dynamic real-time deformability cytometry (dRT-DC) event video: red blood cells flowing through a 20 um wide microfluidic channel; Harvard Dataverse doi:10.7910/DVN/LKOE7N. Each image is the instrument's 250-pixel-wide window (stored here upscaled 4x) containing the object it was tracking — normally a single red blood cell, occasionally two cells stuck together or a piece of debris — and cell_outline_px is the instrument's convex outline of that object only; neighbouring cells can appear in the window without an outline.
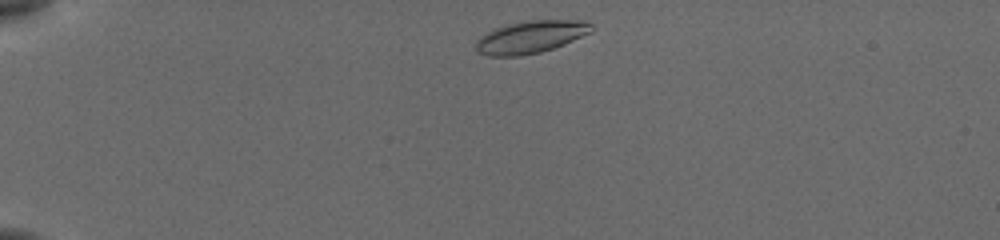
{"species": "common noctule bat (a hibernating species)", "species_latin": "Nyctalus noctula", "temperature_condition": "cold", "stored_images_in_passage": 43, "camera_frame_rate_fps": 3000, "um_per_image_px": 0.085, "animal": {"sex": "female", "body_mass_g": 19.5, "forearm_length_mm": 54.1}, "frame": {"image": 1, "passage_image": 2, "time_ms": 0.333, "image_size_px": [1000, 240], "cell_outline_px": [[592, 32], [564, 44], [540, 52], [516, 56], [488, 56], [480, 52], [476, 48], [476, 40], [480, 36], [496, 28], [508, 24], [528, 20], [588, 20], [592, 24]], "centroid_in_image_um": [45.14, 3.13], "position_along_channel_um": 39.9, "area_um2": 21.73}}
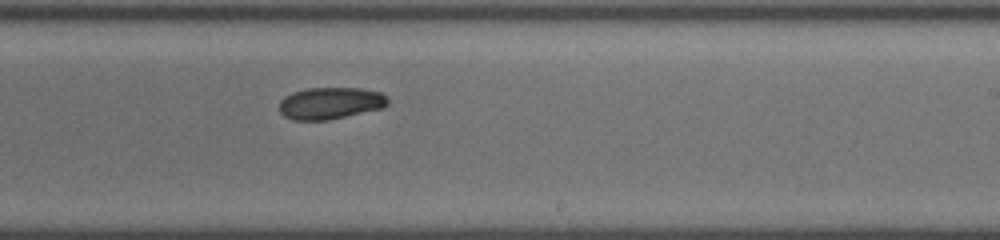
{"frame": {"image": 2, "passage_image": 24, "time_ms": 7.667, "image_size_px": [1000, 240], "cell_outline_px": [[388, 104], [380, 108], [328, 120], [296, 120], [284, 116], [280, 112], [280, 100], [284, 96], [292, 92], [308, 88], [360, 88], [380, 92], [388, 100]], "centroid_in_image_um": [28.03, 8.76], "position_along_channel_um": 261.0, "area_um2": 19.94}}
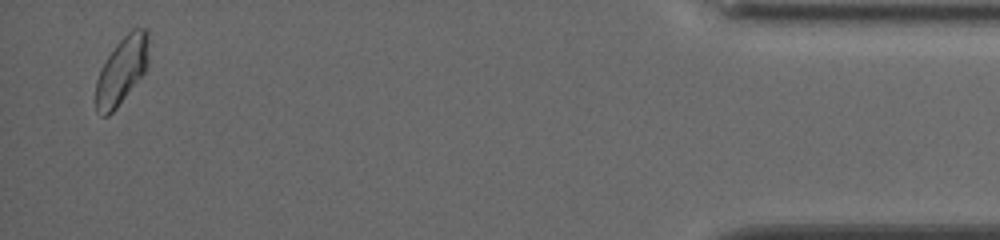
{"frame": {"image": 3, "passage_image": 42, "time_ms": 13.667, "image_size_px": [1000, 240], "cell_outline_px": [[148, 64], [144, 72], [116, 108], [108, 116], [100, 116], [96, 112], [96, 80], [108, 56], [116, 44], [132, 28], [148, 28]], "centroid_in_image_um": [10.35, 5.98], "position_along_channel_um": 424.8, "area_um2": 20.46}, "authors_computed_cell_mechanics": {"area_um2": 20.5768, "velocity_mm_per_s": 3.828, "shape_relaxation_time_tau1_ms": 2.9296, "shape_relaxation_time_tau2_ms": null, "deformation_change_tau1": 0.0967, "deformation_change_tau2": null}}